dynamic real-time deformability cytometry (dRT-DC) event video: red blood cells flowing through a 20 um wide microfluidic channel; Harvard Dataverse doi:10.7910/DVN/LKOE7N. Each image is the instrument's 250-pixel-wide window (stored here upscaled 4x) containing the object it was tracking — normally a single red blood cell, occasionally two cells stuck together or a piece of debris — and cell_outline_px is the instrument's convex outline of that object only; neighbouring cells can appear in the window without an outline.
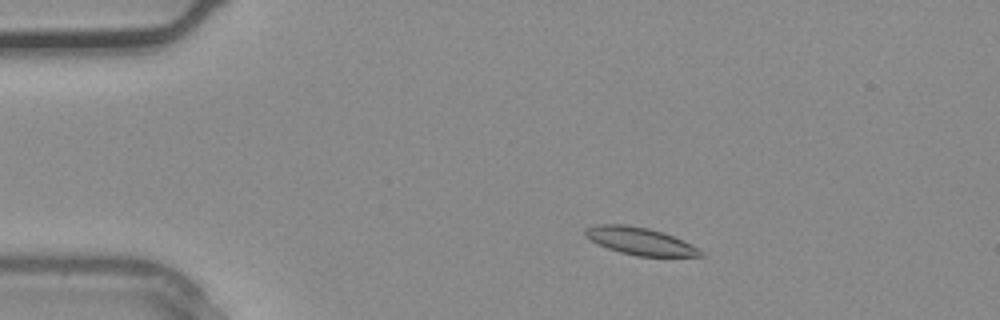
{"species": "common noctule bat (a hibernating species)", "species_latin": "Nyctalus noctula", "temperature_condition": "warm", "stored_images_in_passage": 37, "camera_frame_rate_fps": 3000, "um_per_image_px": 0.085, "animal": {"sex": "male", "body_mass_g": 20.4}, "frame": {"image": 1, "passage_image": 6, "time_ms": 1.667, "image_size_px": [1000, 320], "cell_outline_px": [[708, 256], [636, 256], [620, 252], [596, 244], [584, 236], [584, 228], [596, 224], [628, 224], [648, 228], [664, 232], [704, 252]], "centroid_in_image_um": [54.33, 20.48], "position_along_channel_um": 30.7, "area_um2": 18.44}}
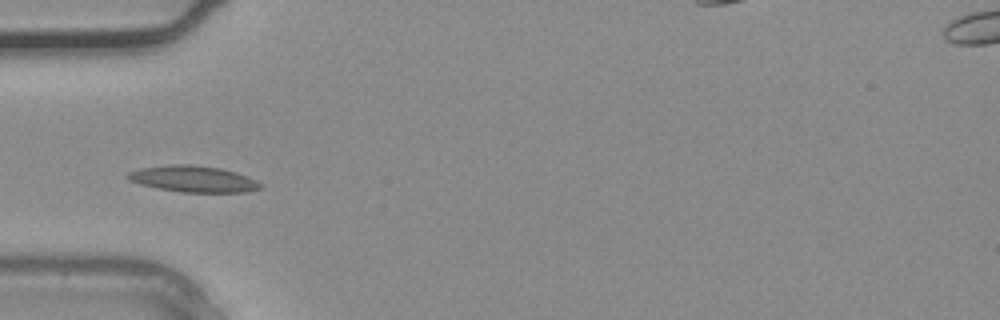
{"frame": {"image": 2, "passage_image": 11, "time_ms": 3.333, "image_size_px": [1000, 320], "cell_outline_px": [[264, 188], [248, 192], [180, 192], [156, 188], [140, 184], [128, 180], [124, 176], [128, 172], [140, 168], [172, 164], [188, 164], [220, 168], [236, 172], [248, 176], [264, 184]], "centroid_in_image_um": [16.45, 15.21], "position_along_channel_um": 68.6, "area_um2": 20.63}}